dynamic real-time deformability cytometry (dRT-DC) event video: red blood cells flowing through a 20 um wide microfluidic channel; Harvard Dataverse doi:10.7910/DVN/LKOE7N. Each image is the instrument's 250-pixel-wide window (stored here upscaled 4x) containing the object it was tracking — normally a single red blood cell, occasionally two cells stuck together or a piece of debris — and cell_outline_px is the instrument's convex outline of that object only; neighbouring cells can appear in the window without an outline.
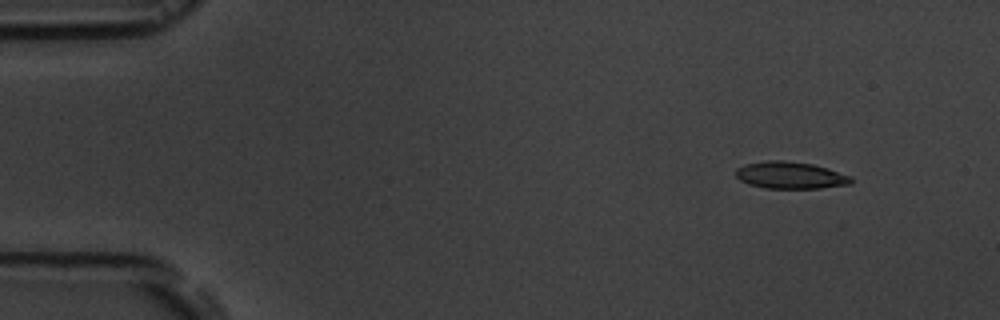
{"species": "common noctule bat (a hibernating species)", "species_latin": "Nyctalus noctula", "temperature_condition": "room temperature", "stored_images_in_passage": 5, "camera_frame_rate_fps": 3000, "um_per_image_px": 0.085, "animal": {"sex": "male", "body_mass_g": 19.5, "forearm_length_mm": 54.6}, "frame": {"image": 1, "passage_image": 2, "time_ms": 1.333, "image_size_px": [1000, 320], "cell_outline_px": [[852, 184], [820, 188], [764, 188], [748, 184], [740, 180], [736, 176], [736, 168], [744, 164], [768, 160], [784, 160], [812, 164], [828, 168], [852, 176]], "centroid_in_image_um": [67.18, 14.89], "position_along_channel_um": 17.8, "area_um2": 18.26}}
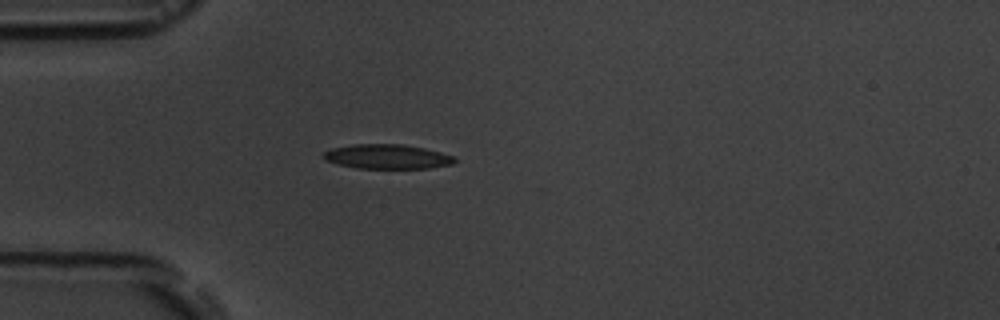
{"frame": {"image": 2, "passage_image": 5, "time_ms": 4.667, "image_size_px": [1000, 320], "cell_outline_px": [[456, 160], [452, 164], [428, 168], [356, 168], [324, 160], [324, 152], [332, 148], [352, 144], [404, 144], [424, 148], [440, 152], [452, 156]], "centroid_in_image_um": [32.9, 13.3], "position_along_channel_um": 52.1, "area_um2": 18.55}}